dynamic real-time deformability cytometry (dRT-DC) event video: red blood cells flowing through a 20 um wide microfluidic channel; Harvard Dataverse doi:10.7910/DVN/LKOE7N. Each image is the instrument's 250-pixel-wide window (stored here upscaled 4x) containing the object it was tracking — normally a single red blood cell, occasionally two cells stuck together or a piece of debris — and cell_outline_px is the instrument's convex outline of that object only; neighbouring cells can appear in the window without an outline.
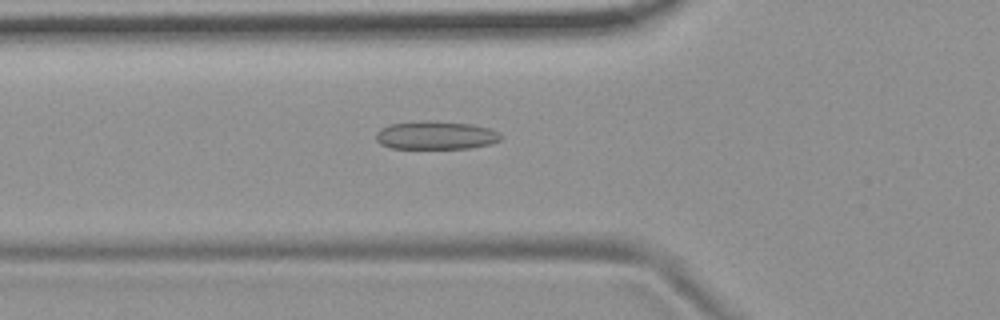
{"species": "common noctule bat (a hibernating species)", "species_latin": "Nyctalus noctula", "temperature_condition": "room temperature", "stored_images_in_passage": 39, "camera_frame_rate_fps": 3000, "um_per_image_px": 0.085, "animal": {"sex": "female", "body_mass_g": 19.9}, "frame": {"image": 1, "passage_image": 4, "time_ms": 1.0, "image_size_px": [1000, 320], "cell_outline_px": [[504, 136], [500, 140], [492, 144], [468, 148], [392, 148], [380, 144], [376, 140], [376, 132], [380, 128], [388, 124], [424, 120], [436, 120], [472, 124], [488, 128], [500, 132]], "centroid_in_image_um": [37.05, 11.48], "position_along_channel_um": 88.7, "area_um2": 20.92}}
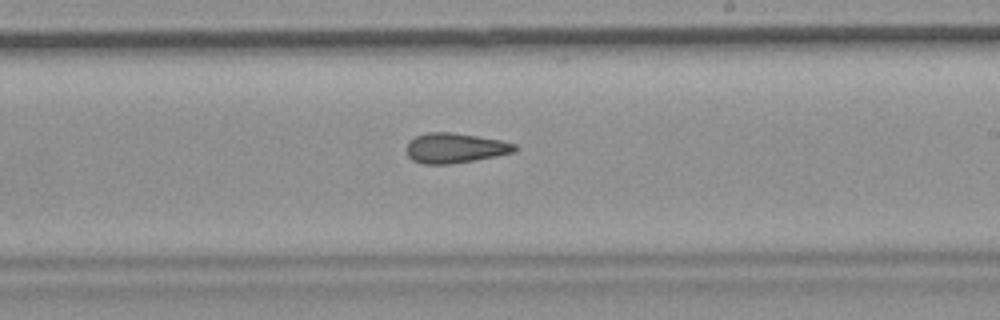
{"frame": {"image": 2, "passage_image": 17, "time_ms": 5.333, "image_size_px": [1000, 320], "cell_outline_px": [[520, 148], [516, 152], [496, 156], [448, 164], [424, 164], [412, 160], [408, 156], [404, 148], [408, 140], [416, 136], [428, 132], [452, 132], [500, 140], [516, 144]], "centroid_in_image_um": [38.65, 12.58], "position_along_channel_um": 250.3, "area_um2": 19.07}}
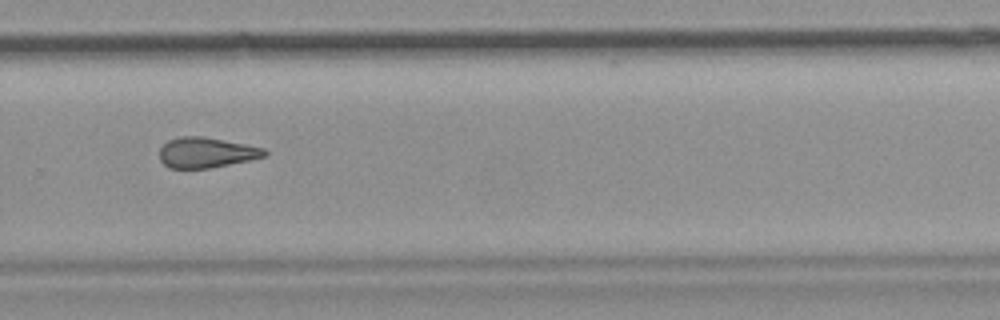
{"frame": {"image": 3, "passage_image": 22, "time_ms": 7.0, "image_size_px": [1000, 320], "cell_outline_px": [[268, 152], [264, 156], [252, 160], [208, 168], [168, 168], [160, 160], [160, 148], [168, 140], [180, 136], [204, 136], [264, 148]], "centroid_in_image_um": [17.52, 12.96], "position_along_channel_um": 312.3, "area_um2": 18.55}, "authors_computed_cell_mechanics": {"area_um2": 19.074, "velocity_mm_per_s": 3.7278, "shape_relaxation_time_tau1_ms": null, "shape_relaxation_time_tau2_ms": 5.3719, "deformation_change_tau1": null, "deformation_change_tau2": 0.1404}}